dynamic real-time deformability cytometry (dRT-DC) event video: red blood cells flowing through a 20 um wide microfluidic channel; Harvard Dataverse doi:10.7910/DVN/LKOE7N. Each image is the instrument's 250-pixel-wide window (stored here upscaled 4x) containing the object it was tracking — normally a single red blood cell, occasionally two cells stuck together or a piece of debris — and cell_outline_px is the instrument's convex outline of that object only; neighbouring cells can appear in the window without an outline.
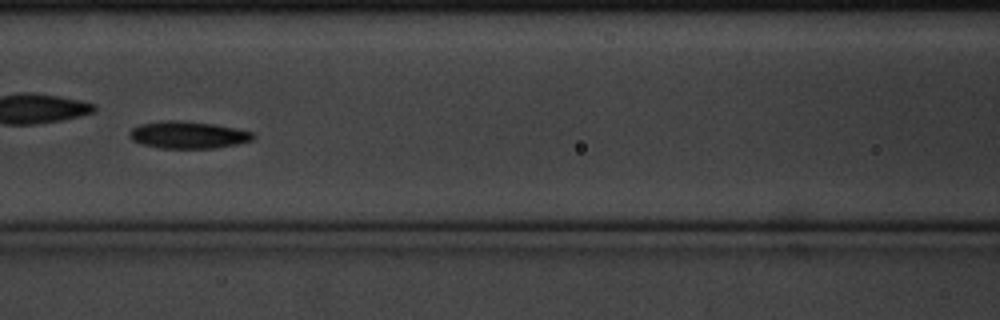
{"species": "common noctule bat (a hibernating species)", "species_latin": "Nyctalus noctula", "temperature_condition": "cold", "stored_images_in_passage": 59, "camera_frame_rate_fps": 3000, "um_per_image_px": 0.085, "animal": {"sex": "male", "body_mass_g": 20.1, "forearm_length_mm": 53.5}, "frame": {"image": 1, "passage_image": 26, "time_ms": 8.333, "image_size_px": [1000, 320], "cell_outline_px": [[256, 136], [252, 140], [240, 144], [216, 148], [160, 148], [140, 144], [132, 140], [128, 136], [128, 132], [132, 128], [140, 124], [168, 120], [172, 120], [212, 124], [252, 132]], "centroid_in_image_um": [15.95, 11.48], "position_along_channel_um": 150.6, "area_um2": 19.48}, "authors_computed_cell_mechanics": {"area_um2": 18.6116, "velocity_mm_per_s": 3.4099, "shape_relaxation_time_tau1_ms": 2.3944, "shape_relaxation_time_tau2_ms": 7.2695, "deformation_change_tau1": 0.1212, "deformation_change_tau2": 0.113}}